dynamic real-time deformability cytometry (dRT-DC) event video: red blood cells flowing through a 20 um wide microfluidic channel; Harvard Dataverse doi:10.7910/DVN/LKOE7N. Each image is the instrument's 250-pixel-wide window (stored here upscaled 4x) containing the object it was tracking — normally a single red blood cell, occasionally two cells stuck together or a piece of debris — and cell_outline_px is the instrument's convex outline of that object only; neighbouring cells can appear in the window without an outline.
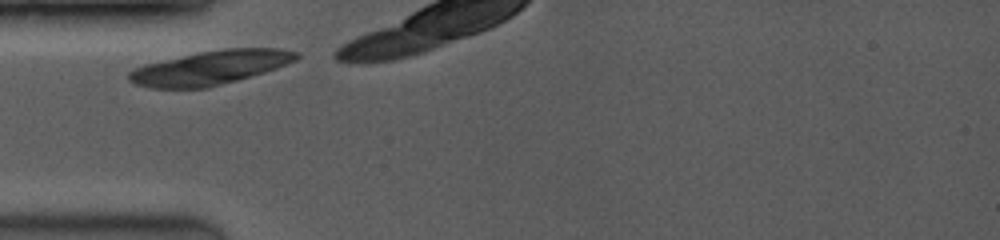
{"species": "common noctule bat (a hibernating species)", "species_latin": "Nyctalus noctula", "temperature_condition": "room temperature", "stored_images_in_passage": 1, "camera_frame_rate_fps": 3500, "um_per_image_px": 0.085, "animal": {"sex": "female", "body_mass_g": 19.0, "forearm_length_mm": 53.3}, "frame": {"image": 1, "passage_image": 1, "time_ms": 0.0, "image_size_px": [1000, 240], "cell_outline_px": [[300, 56], [296, 60], [276, 68], [264, 72], [208, 88], [152, 88], [136, 84], [128, 80], [128, 72], [144, 64], [196, 52], [224, 48], [280, 48], [300, 52]], "centroid_in_image_um": [17.88, 5.74], "position_along_channel_um": 67.1, "area_um2": 33.23}}